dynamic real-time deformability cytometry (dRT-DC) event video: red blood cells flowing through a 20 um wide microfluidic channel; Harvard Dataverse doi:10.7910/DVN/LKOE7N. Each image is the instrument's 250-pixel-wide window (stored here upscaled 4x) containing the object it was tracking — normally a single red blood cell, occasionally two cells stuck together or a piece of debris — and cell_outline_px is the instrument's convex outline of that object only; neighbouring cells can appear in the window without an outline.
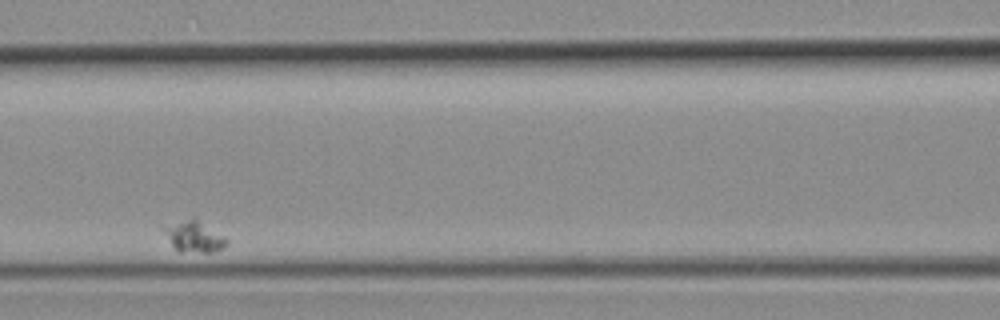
{"species": "common noctule bat (a hibernating species)", "species_latin": "Nyctalus noctula", "temperature_condition": "room temperature", "stored_images_in_passage": 40, "camera_frame_rate_fps": 3000, "um_per_image_px": 0.085, "animal": {"sex": "female", "body_mass_g": 19.3, "forearm_length_mm": 54.1}, "frame": {"image": 1, "passage_image": 21, "time_ms": 6.667, "image_size_px": [1000, 320], "cell_outline_px": [[228, 244], [212, 252], [180, 252], [172, 244], [160, 228], [160, 224], [192, 216], [196, 216], [224, 236], [228, 240]], "centroid_in_image_um": [16.43, 20.02], "position_along_channel_um": 150.2, "area_um2": 12.02}}
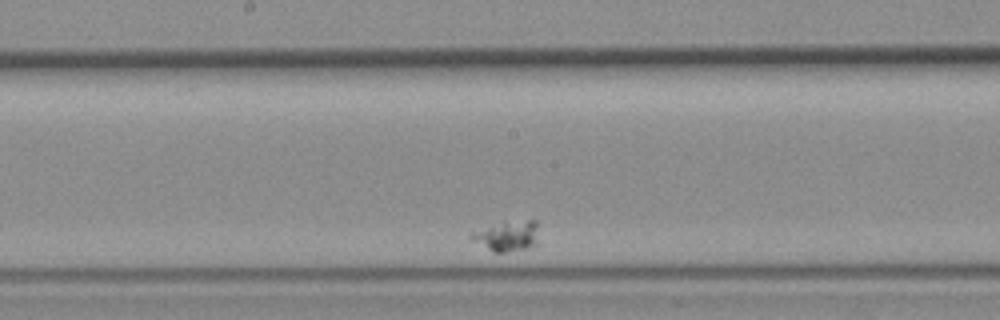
{"frame": {"image": 2, "passage_image": 26, "time_ms": 8.333, "image_size_px": [1000, 320], "cell_outline_px": [[536, 244], [524, 248], [504, 252], [496, 252], [472, 240], [468, 236], [472, 232], [504, 224], [528, 220], [536, 220]], "centroid_in_image_um": [43.11, 20.09], "position_along_channel_um": 205.1, "area_um2": 10.87}}
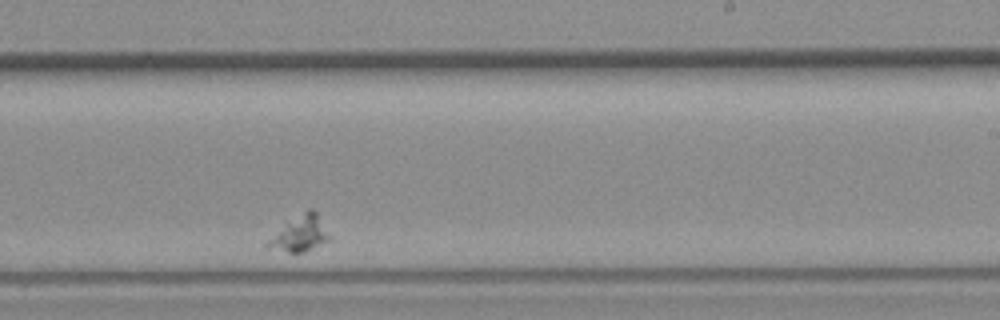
{"frame": {"image": 3, "passage_image": 31, "time_ms": 10.0, "image_size_px": [1000, 320], "cell_outline_px": [[332, 236], [328, 240], [304, 252], [288, 252], [264, 248], [264, 244], [268, 240], [308, 208], [312, 208], [316, 212]], "centroid_in_image_um": [25.53, 19.89], "position_along_channel_um": 263.5, "area_um2": 12.31}}